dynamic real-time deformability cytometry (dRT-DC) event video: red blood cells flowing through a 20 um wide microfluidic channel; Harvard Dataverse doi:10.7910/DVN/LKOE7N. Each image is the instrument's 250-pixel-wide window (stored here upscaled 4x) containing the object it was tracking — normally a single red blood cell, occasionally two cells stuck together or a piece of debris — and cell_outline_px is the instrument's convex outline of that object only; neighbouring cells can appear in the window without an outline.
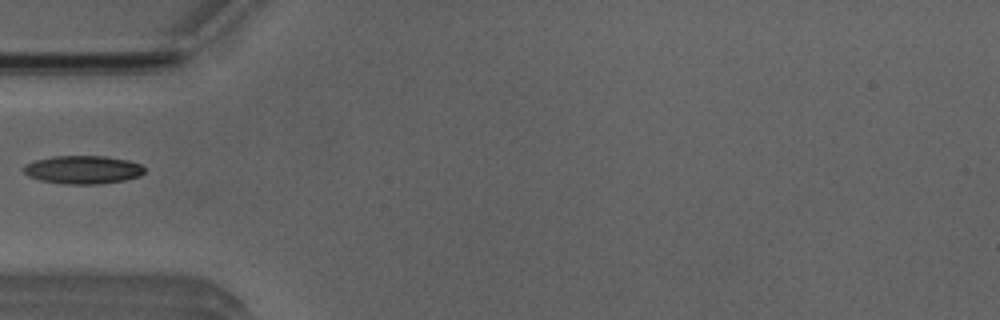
{"species": "Egyptian fruit bat (a non-hibernating species)", "species_latin": "Rousettus aegyptiacus", "temperature_condition": "room temperature", "stored_images_in_passage": 3, "camera_frame_rate_fps": 3000, "um_per_image_px": 0.085, "animal": {"sex": "male"}, "frame": {"image": 1, "passage_image": 2, "time_ms": 1.333, "image_size_px": [1000, 320], "cell_outline_px": [[144, 172], [140, 176], [124, 180], [100, 184], [64, 184], [40, 180], [28, 176], [24, 172], [24, 164], [36, 160], [52, 156], [104, 156], [128, 160], [140, 164], [144, 168]], "centroid_in_image_um": [7.04, 14.42], "position_along_channel_um": 78.0, "area_um2": 19.88}}